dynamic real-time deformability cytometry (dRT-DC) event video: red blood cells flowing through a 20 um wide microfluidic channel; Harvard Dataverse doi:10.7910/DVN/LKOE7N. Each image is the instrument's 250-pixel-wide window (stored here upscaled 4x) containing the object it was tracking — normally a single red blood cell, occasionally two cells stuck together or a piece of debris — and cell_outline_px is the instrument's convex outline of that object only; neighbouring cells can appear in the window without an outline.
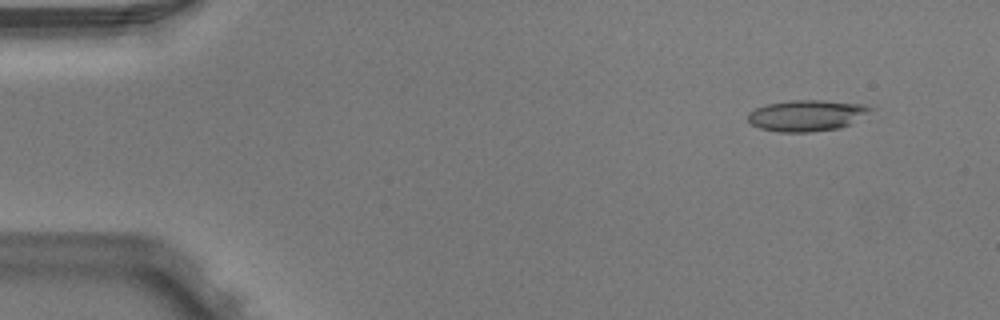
{"species": "Egyptian fruit bat (a non-hibernating species)", "species_latin": "Rousettus aegyptiacus", "temperature_condition": "warm", "stored_images_in_passage": 4, "camera_frame_rate_fps": 3000, "um_per_image_px": 0.085, "animal": {"sex": "male"}, "frame": {"image": 1, "passage_image": 1, "time_ms": 0.0, "image_size_px": [1000, 320], "cell_outline_px": [[876, 108], [848, 124], [840, 128], [808, 132], [780, 132], [760, 128], [752, 124], [748, 120], [748, 112], [756, 108], [768, 104], [788, 100], [824, 100], [864, 104]], "centroid_in_image_um": [68.56, 9.8], "position_along_channel_um": 16.4, "area_um2": 22.14}}
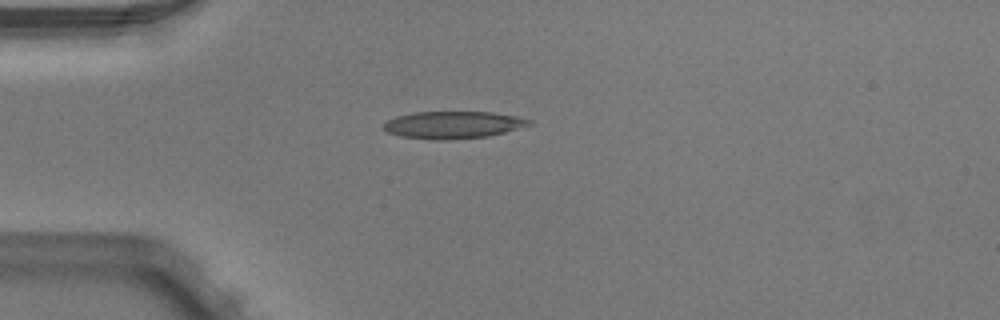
{"frame": {"image": 2, "passage_image": 3, "time_ms": 0.667, "image_size_px": [1000, 320], "cell_outline_px": [[536, 124], [488, 136], [448, 140], [436, 140], [400, 136], [388, 132], [384, 128], [384, 124], [388, 120], [396, 116], [416, 112], [492, 112], [516, 116], [532, 120]], "centroid_in_image_um": [38.56, 10.61], "position_along_channel_um": 46.4, "area_um2": 23.12}}